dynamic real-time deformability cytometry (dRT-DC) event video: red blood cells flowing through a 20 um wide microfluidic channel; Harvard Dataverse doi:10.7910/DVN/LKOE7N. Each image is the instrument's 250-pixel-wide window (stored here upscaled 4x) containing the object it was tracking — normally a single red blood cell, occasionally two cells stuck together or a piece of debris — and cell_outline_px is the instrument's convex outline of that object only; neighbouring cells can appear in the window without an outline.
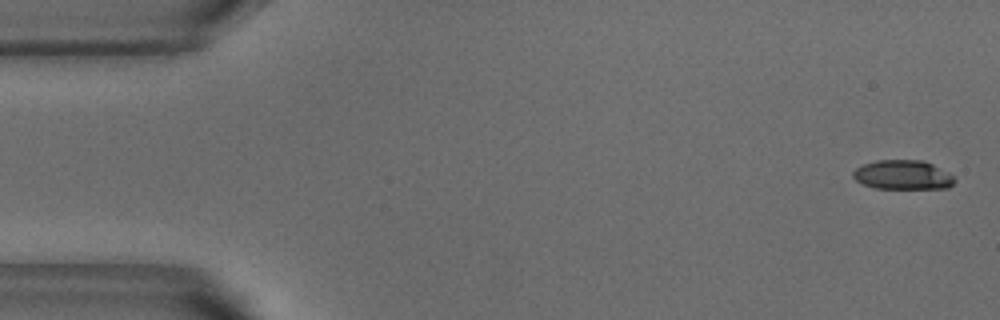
{"species": "common noctule bat (a hibernating species)", "species_latin": "Nyctalus noctula", "temperature_condition": "warm", "stored_images_in_passage": 52, "camera_frame_rate_fps": 3000, "um_per_image_px": 0.085, "animal": {"sex": "male", "body_mass_g": 18.8}, "frame": {"image": 1, "passage_image": 1, "time_ms": 0.0, "image_size_px": [1000, 320], "cell_outline_px": [[956, 180], [948, 188], [876, 188], [864, 184], [856, 180], [852, 176], [852, 172], [856, 168], [864, 164], [876, 160], [924, 160], [948, 172]], "centroid_in_image_um": [76.74, 14.86], "position_along_channel_um": 8.3, "area_um2": 17.22}}
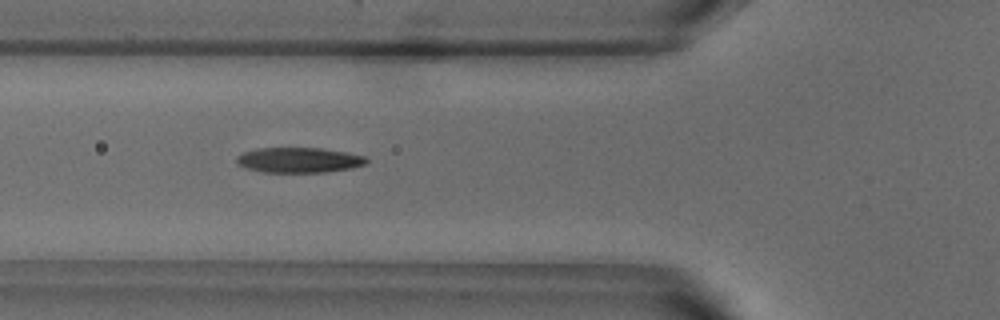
{"frame": {"image": 2, "passage_image": 18, "time_ms": 5.667, "image_size_px": [1000, 320], "cell_outline_px": [[368, 164], [352, 168], [324, 172], [264, 172], [248, 168], [236, 164], [236, 156], [244, 152], [256, 148], [320, 148], [348, 152], [368, 156]], "centroid_in_image_um": [25.46, 13.6], "position_along_channel_um": 100.3, "area_um2": 19.25}}
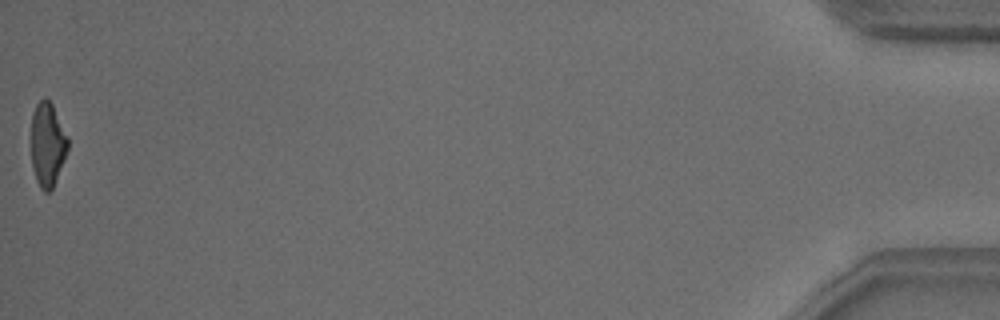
{"frame": {"image": 3, "passage_image": 52, "time_ms": 17.0, "image_size_px": [1000, 320], "cell_outline_px": [[68, 148], [64, 160], [52, 188], [48, 192], [44, 192], [40, 188], [36, 180], [32, 164], [32, 112], [36, 104], [44, 96], [52, 104], [68, 136]], "centroid_in_image_um": [4.04, 12.26], "position_along_channel_um": 431.2, "area_um2": 17.8}, "authors_computed_cell_mechanics": {"area_um2": 19.2474, "velocity_mm_per_s": 3.821, "shape_relaxation_time_tau1_ms": 4.0294, "shape_relaxation_time_tau2_ms": 1.9942, "deformation_change_tau1": 0.182, "deformation_change_tau2": 0.0984}}